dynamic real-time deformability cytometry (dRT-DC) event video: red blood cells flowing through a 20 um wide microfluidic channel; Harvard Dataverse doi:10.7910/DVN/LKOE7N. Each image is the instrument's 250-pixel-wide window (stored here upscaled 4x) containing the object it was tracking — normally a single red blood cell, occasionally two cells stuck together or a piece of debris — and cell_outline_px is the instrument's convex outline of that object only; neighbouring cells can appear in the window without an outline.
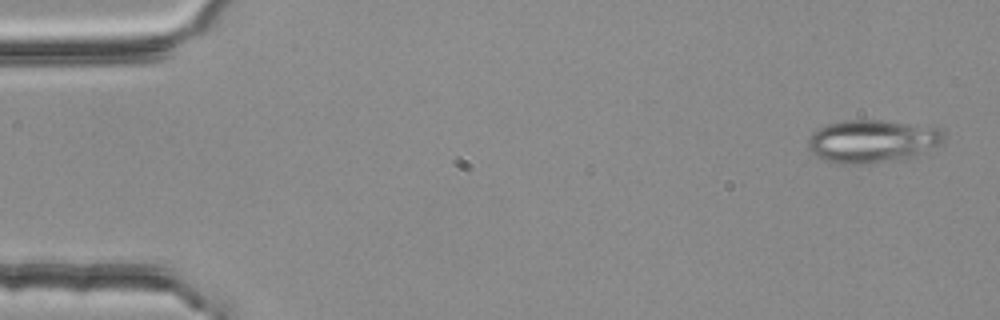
{"species": "common noctule bat (a hibernating species)", "species_latin": "Nyctalus noctula", "temperature_condition": "room temperature", "stored_images_in_passage": 3, "camera_frame_rate_fps": 3000, "um_per_image_px": 0.085, "animal": {"sex": "female", "body_mass_g": 25.1}, "frame": {"image": 1, "passage_image": 1, "time_ms": 0.0, "image_size_px": [1000, 320], "cell_outline_px": [[944, 140], [940, 144], [912, 156], [900, 160], [864, 164], [836, 164], [824, 160], [812, 152], [808, 148], [808, 136], [812, 132], [828, 124], [848, 120], [876, 120], [940, 128], [944, 132]], "centroid_in_image_um": [74.1, 12.02], "position_along_channel_um": 10.9, "area_um2": 33.7}}